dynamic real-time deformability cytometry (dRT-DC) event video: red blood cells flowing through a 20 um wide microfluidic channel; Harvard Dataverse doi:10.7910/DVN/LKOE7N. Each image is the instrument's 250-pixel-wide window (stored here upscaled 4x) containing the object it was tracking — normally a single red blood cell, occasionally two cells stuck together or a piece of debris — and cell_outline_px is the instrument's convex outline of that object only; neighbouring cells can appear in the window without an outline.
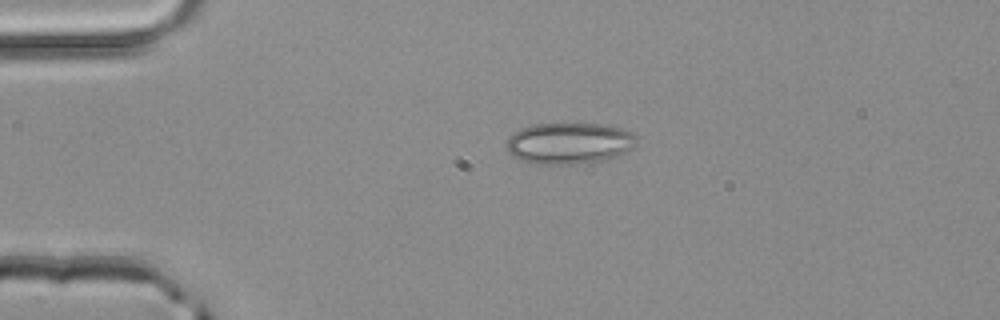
{"species": "common noctule bat (a hibernating species)", "species_latin": "Nyctalus noctula", "temperature_condition": "room temperature", "stored_images_in_passage": 2, "camera_frame_rate_fps": 3000, "um_per_image_px": 0.085, "animal": {"sex": "male", "body_mass_g": 20.4}, "frame": {"image": 1, "passage_image": 1, "time_ms": 0.0, "image_size_px": [1000, 320], "cell_outline_px": [[636, 136], [632, 148], [612, 156], [600, 160], [576, 164], [536, 164], [520, 160], [512, 156], [508, 152], [508, 136], [520, 128], [532, 124], [612, 124], [624, 128], [632, 132]], "centroid_in_image_um": [48.34, 12.15], "position_along_channel_um": 36.7, "area_um2": 31.21}}